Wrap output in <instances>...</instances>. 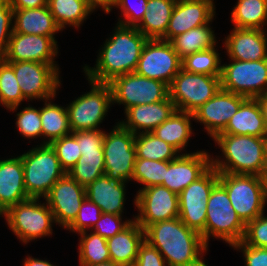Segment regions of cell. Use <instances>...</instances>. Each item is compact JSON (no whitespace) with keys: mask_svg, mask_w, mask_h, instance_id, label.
<instances>
[{"mask_svg":"<svg viewBox=\"0 0 267 266\" xmlns=\"http://www.w3.org/2000/svg\"><path fill=\"white\" fill-rule=\"evenodd\" d=\"M126 183L128 182H119L103 175L85 188L86 198L95 203L102 213L122 216Z\"/></svg>","mask_w":267,"mask_h":266,"instance_id":"25","label":"cell"},{"mask_svg":"<svg viewBox=\"0 0 267 266\" xmlns=\"http://www.w3.org/2000/svg\"><path fill=\"white\" fill-rule=\"evenodd\" d=\"M23 264V266H55L47 260L37 259L32 256H27Z\"/></svg>","mask_w":267,"mask_h":266,"instance_id":"53","label":"cell"},{"mask_svg":"<svg viewBox=\"0 0 267 266\" xmlns=\"http://www.w3.org/2000/svg\"><path fill=\"white\" fill-rule=\"evenodd\" d=\"M15 73L23 97L49 100L56 97L61 85L60 72L51 64L35 61L7 62Z\"/></svg>","mask_w":267,"mask_h":266,"instance_id":"13","label":"cell"},{"mask_svg":"<svg viewBox=\"0 0 267 266\" xmlns=\"http://www.w3.org/2000/svg\"><path fill=\"white\" fill-rule=\"evenodd\" d=\"M135 149L136 158L148 160L172 161L180 155L175 147L159 139L152 132L136 134Z\"/></svg>","mask_w":267,"mask_h":266,"instance_id":"35","label":"cell"},{"mask_svg":"<svg viewBox=\"0 0 267 266\" xmlns=\"http://www.w3.org/2000/svg\"><path fill=\"white\" fill-rule=\"evenodd\" d=\"M266 172H267V153H266Z\"/></svg>","mask_w":267,"mask_h":266,"instance_id":"59","label":"cell"},{"mask_svg":"<svg viewBox=\"0 0 267 266\" xmlns=\"http://www.w3.org/2000/svg\"><path fill=\"white\" fill-rule=\"evenodd\" d=\"M215 47L195 52L183 58L182 69L190 73L220 76L222 67L221 58Z\"/></svg>","mask_w":267,"mask_h":266,"instance_id":"38","label":"cell"},{"mask_svg":"<svg viewBox=\"0 0 267 266\" xmlns=\"http://www.w3.org/2000/svg\"><path fill=\"white\" fill-rule=\"evenodd\" d=\"M13 32L52 37L62 31L56 24L48 5L40 8L13 9Z\"/></svg>","mask_w":267,"mask_h":266,"instance_id":"26","label":"cell"},{"mask_svg":"<svg viewBox=\"0 0 267 266\" xmlns=\"http://www.w3.org/2000/svg\"><path fill=\"white\" fill-rule=\"evenodd\" d=\"M263 180H264V187H265V198H266V203H267V172L263 175Z\"/></svg>","mask_w":267,"mask_h":266,"instance_id":"57","label":"cell"},{"mask_svg":"<svg viewBox=\"0 0 267 266\" xmlns=\"http://www.w3.org/2000/svg\"><path fill=\"white\" fill-rule=\"evenodd\" d=\"M218 182L219 172L211 166L178 195L180 220L200 234L205 230L210 193Z\"/></svg>","mask_w":267,"mask_h":266,"instance_id":"14","label":"cell"},{"mask_svg":"<svg viewBox=\"0 0 267 266\" xmlns=\"http://www.w3.org/2000/svg\"><path fill=\"white\" fill-rule=\"evenodd\" d=\"M1 216L23 244L37 238L52 236V224L56 223L47 203H41L40 199L35 198L9 207Z\"/></svg>","mask_w":267,"mask_h":266,"instance_id":"7","label":"cell"},{"mask_svg":"<svg viewBox=\"0 0 267 266\" xmlns=\"http://www.w3.org/2000/svg\"><path fill=\"white\" fill-rule=\"evenodd\" d=\"M108 84L112 90L113 104H123L124 111L136 105L163 101L169 96L167 84L136 72L115 77Z\"/></svg>","mask_w":267,"mask_h":266,"instance_id":"12","label":"cell"},{"mask_svg":"<svg viewBox=\"0 0 267 266\" xmlns=\"http://www.w3.org/2000/svg\"><path fill=\"white\" fill-rule=\"evenodd\" d=\"M79 265L90 266L110 261L107 239L90 231L79 233Z\"/></svg>","mask_w":267,"mask_h":266,"instance_id":"37","label":"cell"},{"mask_svg":"<svg viewBox=\"0 0 267 266\" xmlns=\"http://www.w3.org/2000/svg\"><path fill=\"white\" fill-rule=\"evenodd\" d=\"M219 183L226 189L232 207L245 225L265 212L263 177L219 173Z\"/></svg>","mask_w":267,"mask_h":266,"instance_id":"6","label":"cell"},{"mask_svg":"<svg viewBox=\"0 0 267 266\" xmlns=\"http://www.w3.org/2000/svg\"><path fill=\"white\" fill-rule=\"evenodd\" d=\"M144 233L145 241L161 253L167 266L196 263L209 247L201 234L188 228L179 217L154 223Z\"/></svg>","mask_w":267,"mask_h":266,"instance_id":"2","label":"cell"},{"mask_svg":"<svg viewBox=\"0 0 267 266\" xmlns=\"http://www.w3.org/2000/svg\"><path fill=\"white\" fill-rule=\"evenodd\" d=\"M50 145L55 150L60 165L66 173L77 163L82 155L78 141L72 133L52 141Z\"/></svg>","mask_w":267,"mask_h":266,"instance_id":"41","label":"cell"},{"mask_svg":"<svg viewBox=\"0 0 267 266\" xmlns=\"http://www.w3.org/2000/svg\"><path fill=\"white\" fill-rule=\"evenodd\" d=\"M212 140L222 151V159L211 157L219 173L257 175L266 172L267 137L217 134ZM225 159V160H224Z\"/></svg>","mask_w":267,"mask_h":266,"instance_id":"3","label":"cell"},{"mask_svg":"<svg viewBox=\"0 0 267 266\" xmlns=\"http://www.w3.org/2000/svg\"><path fill=\"white\" fill-rule=\"evenodd\" d=\"M219 134L267 137L258 100L247 98Z\"/></svg>","mask_w":267,"mask_h":266,"instance_id":"28","label":"cell"},{"mask_svg":"<svg viewBox=\"0 0 267 266\" xmlns=\"http://www.w3.org/2000/svg\"><path fill=\"white\" fill-rule=\"evenodd\" d=\"M85 198V187L66 173L53 185L44 199L56 224L66 229L75 220Z\"/></svg>","mask_w":267,"mask_h":266,"instance_id":"17","label":"cell"},{"mask_svg":"<svg viewBox=\"0 0 267 266\" xmlns=\"http://www.w3.org/2000/svg\"><path fill=\"white\" fill-rule=\"evenodd\" d=\"M54 98L45 100L40 108L42 136L47 138L41 144H50L52 141L72 133L67 107L52 102Z\"/></svg>","mask_w":267,"mask_h":266,"instance_id":"31","label":"cell"},{"mask_svg":"<svg viewBox=\"0 0 267 266\" xmlns=\"http://www.w3.org/2000/svg\"><path fill=\"white\" fill-rule=\"evenodd\" d=\"M193 113L176 110L172 116L157 126L152 133L181 152L187 147L192 136Z\"/></svg>","mask_w":267,"mask_h":266,"instance_id":"30","label":"cell"},{"mask_svg":"<svg viewBox=\"0 0 267 266\" xmlns=\"http://www.w3.org/2000/svg\"><path fill=\"white\" fill-rule=\"evenodd\" d=\"M222 64L221 88L250 99L267 95V59Z\"/></svg>","mask_w":267,"mask_h":266,"instance_id":"9","label":"cell"},{"mask_svg":"<svg viewBox=\"0 0 267 266\" xmlns=\"http://www.w3.org/2000/svg\"><path fill=\"white\" fill-rule=\"evenodd\" d=\"M231 247L237 251L241 250L245 266H267V247H253L243 241L235 243Z\"/></svg>","mask_w":267,"mask_h":266,"instance_id":"49","label":"cell"},{"mask_svg":"<svg viewBox=\"0 0 267 266\" xmlns=\"http://www.w3.org/2000/svg\"><path fill=\"white\" fill-rule=\"evenodd\" d=\"M13 32V8L8 0H0V60H4Z\"/></svg>","mask_w":267,"mask_h":266,"instance_id":"47","label":"cell"},{"mask_svg":"<svg viewBox=\"0 0 267 266\" xmlns=\"http://www.w3.org/2000/svg\"><path fill=\"white\" fill-rule=\"evenodd\" d=\"M20 157L29 198H45L53 185L66 174L50 144L37 145Z\"/></svg>","mask_w":267,"mask_h":266,"instance_id":"5","label":"cell"},{"mask_svg":"<svg viewBox=\"0 0 267 266\" xmlns=\"http://www.w3.org/2000/svg\"><path fill=\"white\" fill-rule=\"evenodd\" d=\"M216 36L210 23L201 25L179 34L169 42L181 59L195 52L210 49L217 46ZM217 43V44H216Z\"/></svg>","mask_w":267,"mask_h":266,"instance_id":"32","label":"cell"},{"mask_svg":"<svg viewBox=\"0 0 267 266\" xmlns=\"http://www.w3.org/2000/svg\"><path fill=\"white\" fill-rule=\"evenodd\" d=\"M242 241L253 247H267V216L264 213L245 225Z\"/></svg>","mask_w":267,"mask_h":266,"instance_id":"46","label":"cell"},{"mask_svg":"<svg viewBox=\"0 0 267 266\" xmlns=\"http://www.w3.org/2000/svg\"><path fill=\"white\" fill-rule=\"evenodd\" d=\"M16 127L19 133L27 138L34 139L42 137V125L40 117V109L32 106L23 108L20 112L16 113Z\"/></svg>","mask_w":267,"mask_h":266,"instance_id":"42","label":"cell"},{"mask_svg":"<svg viewBox=\"0 0 267 266\" xmlns=\"http://www.w3.org/2000/svg\"><path fill=\"white\" fill-rule=\"evenodd\" d=\"M105 175L119 182H129L136 161L135 134L118 122L103 142Z\"/></svg>","mask_w":267,"mask_h":266,"instance_id":"11","label":"cell"},{"mask_svg":"<svg viewBox=\"0 0 267 266\" xmlns=\"http://www.w3.org/2000/svg\"><path fill=\"white\" fill-rule=\"evenodd\" d=\"M123 216L115 214L102 213L100 219L96 222L91 231L103 238H110L124 230L135 219L122 220Z\"/></svg>","mask_w":267,"mask_h":266,"instance_id":"45","label":"cell"},{"mask_svg":"<svg viewBox=\"0 0 267 266\" xmlns=\"http://www.w3.org/2000/svg\"><path fill=\"white\" fill-rule=\"evenodd\" d=\"M223 44L230 59L240 61L267 59V30L233 27Z\"/></svg>","mask_w":267,"mask_h":266,"instance_id":"22","label":"cell"},{"mask_svg":"<svg viewBox=\"0 0 267 266\" xmlns=\"http://www.w3.org/2000/svg\"><path fill=\"white\" fill-rule=\"evenodd\" d=\"M25 100L13 68L5 60H0V105L14 113Z\"/></svg>","mask_w":267,"mask_h":266,"instance_id":"39","label":"cell"},{"mask_svg":"<svg viewBox=\"0 0 267 266\" xmlns=\"http://www.w3.org/2000/svg\"><path fill=\"white\" fill-rule=\"evenodd\" d=\"M58 49L57 42L52 37L12 32L4 60L47 63L60 72L55 61Z\"/></svg>","mask_w":267,"mask_h":266,"instance_id":"18","label":"cell"},{"mask_svg":"<svg viewBox=\"0 0 267 266\" xmlns=\"http://www.w3.org/2000/svg\"><path fill=\"white\" fill-rule=\"evenodd\" d=\"M134 206L139 211L134 219L143 230L154 223L179 217L178 195L162 185L139 189Z\"/></svg>","mask_w":267,"mask_h":266,"instance_id":"16","label":"cell"},{"mask_svg":"<svg viewBox=\"0 0 267 266\" xmlns=\"http://www.w3.org/2000/svg\"><path fill=\"white\" fill-rule=\"evenodd\" d=\"M168 161L136 158L132 180L143 185L140 189L161 185L164 182Z\"/></svg>","mask_w":267,"mask_h":266,"instance_id":"40","label":"cell"},{"mask_svg":"<svg viewBox=\"0 0 267 266\" xmlns=\"http://www.w3.org/2000/svg\"><path fill=\"white\" fill-rule=\"evenodd\" d=\"M244 234L245 224L232 207L226 189L218 182L208 199L205 230L201 237L207 246L211 237L232 246L241 242Z\"/></svg>","mask_w":267,"mask_h":266,"instance_id":"4","label":"cell"},{"mask_svg":"<svg viewBox=\"0 0 267 266\" xmlns=\"http://www.w3.org/2000/svg\"><path fill=\"white\" fill-rule=\"evenodd\" d=\"M145 240L143 228L134 220L124 230L107 239L111 261L134 266L139 247Z\"/></svg>","mask_w":267,"mask_h":266,"instance_id":"27","label":"cell"},{"mask_svg":"<svg viewBox=\"0 0 267 266\" xmlns=\"http://www.w3.org/2000/svg\"><path fill=\"white\" fill-rule=\"evenodd\" d=\"M148 38L136 27L116 24L97 55L94 67L84 66L87 80L108 84L115 77L135 72Z\"/></svg>","mask_w":267,"mask_h":266,"instance_id":"1","label":"cell"},{"mask_svg":"<svg viewBox=\"0 0 267 266\" xmlns=\"http://www.w3.org/2000/svg\"><path fill=\"white\" fill-rule=\"evenodd\" d=\"M169 87V97L176 110L193 113L221 88L220 76L190 73L181 69Z\"/></svg>","mask_w":267,"mask_h":266,"instance_id":"10","label":"cell"},{"mask_svg":"<svg viewBox=\"0 0 267 266\" xmlns=\"http://www.w3.org/2000/svg\"><path fill=\"white\" fill-rule=\"evenodd\" d=\"M176 111L174 102L168 96L165 100L151 104H141L125 110L126 119L118 121L132 133L152 132L157 126L168 120Z\"/></svg>","mask_w":267,"mask_h":266,"instance_id":"23","label":"cell"},{"mask_svg":"<svg viewBox=\"0 0 267 266\" xmlns=\"http://www.w3.org/2000/svg\"><path fill=\"white\" fill-rule=\"evenodd\" d=\"M13 9L40 8L48 5V0H8Z\"/></svg>","mask_w":267,"mask_h":266,"instance_id":"51","label":"cell"},{"mask_svg":"<svg viewBox=\"0 0 267 266\" xmlns=\"http://www.w3.org/2000/svg\"><path fill=\"white\" fill-rule=\"evenodd\" d=\"M77 163L67 172L85 188L99 177L105 175L103 151L81 152Z\"/></svg>","mask_w":267,"mask_h":266,"instance_id":"36","label":"cell"},{"mask_svg":"<svg viewBox=\"0 0 267 266\" xmlns=\"http://www.w3.org/2000/svg\"><path fill=\"white\" fill-rule=\"evenodd\" d=\"M182 69V59L169 41L148 39L138 61L136 73L168 86Z\"/></svg>","mask_w":267,"mask_h":266,"instance_id":"15","label":"cell"},{"mask_svg":"<svg viewBox=\"0 0 267 266\" xmlns=\"http://www.w3.org/2000/svg\"><path fill=\"white\" fill-rule=\"evenodd\" d=\"M215 6L205 0H177L166 30V41L201 25L215 17Z\"/></svg>","mask_w":267,"mask_h":266,"instance_id":"21","label":"cell"},{"mask_svg":"<svg viewBox=\"0 0 267 266\" xmlns=\"http://www.w3.org/2000/svg\"><path fill=\"white\" fill-rule=\"evenodd\" d=\"M211 167V155L197 151L182 153L176 159L168 161L162 186L179 195L189 184L196 181Z\"/></svg>","mask_w":267,"mask_h":266,"instance_id":"20","label":"cell"},{"mask_svg":"<svg viewBox=\"0 0 267 266\" xmlns=\"http://www.w3.org/2000/svg\"><path fill=\"white\" fill-rule=\"evenodd\" d=\"M189 266H208V264L205 263L203 256L193 264H190Z\"/></svg>","mask_w":267,"mask_h":266,"instance_id":"56","label":"cell"},{"mask_svg":"<svg viewBox=\"0 0 267 266\" xmlns=\"http://www.w3.org/2000/svg\"><path fill=\"white\" fill-rule=\"evenodd\" d=\"M81 152L103 151L105 132L101 129L72 132Z\"/></svg>","mask_w":267,"mask_h":266,"instance_id":"48","label":"cell"},{"mask_svg":"<svg viewBox=\"0 0 267 266\" xmlns=\"http://www.w3.org/2000/svg\"><path fill=\"white\" fill-rule=\"evenodd\" d=\"M89 92L75 98L67 107L72 132L98 130L111 105L112 90L109 84L88 80Z\"/></svg>","mask_w":267,"mask_h":266,"instance_id":"8","label":"cell"},{"mask_svg":"<svg viewBox=\"0 0 267 266\" xmlns=\"http://www.w3.org/2000/svg\"><path fill=\"white\" fill-rule=\"evenodd\" d=\"M90 266H122L120 264H117L113 261H107V262H104V263H99V264H96V265H90Z\"/></svg>","mask_w":267,"mask_h":266,"instance_id":"55","label":"cell"},{"mask_svg":"<svg viewBox=\"0 0 267 266\" xmlns=\"http://www.w3.org/2000/svg\"><path fill=\"white\" fill-rule=\"evenodd\" d=\"M231 21L234 28L267 30V0H238Z\"/></svg>","mask_w":267,"mask_h":266,"instance_id":"34","label":"cell"},{"mask_svg":"<svg viewBox=\"0 0 267 266\" xmlns=\"http://www.w3.org/2000/svg\"><path fill=\"white\" fill-rule=\"evenodd\" d=\"M259 102V106L264 119V126L267 132V95L256 98Z\"/></svg>","mask_w":267,"mask_h":266,"instance_id":"54","label":"cell"},{"mask_svg":"<svg viewBox=\"0 0 267 266\" xmlns=\"http://www.w3.org/2000/svg\"><path fill=\"white\" fill-rule=\"evenodd\" d=\"M177 0H148L147 11L136 27L148 39L166 41V30Z\"/></svg>","mask_w":267,"mask_h":266,"instance_id":"29","label":"cell"},{"mask_svg":"<svg viewBox=\"0 0 267 266\" xmlns=\"http://www.w3.org/2000/svg\"><path fill=\"white\" fill-rule=\"evenodd\" d=\"M117 0H87L88 4L96 10L97 8L103 9L106 14H109Z\"/></svg>","mask_w":267,"mask_h":266,"instance_id":"52","label":"cell"},{"mask_svg":"<svg viewBox=\"0 0 267 266\" xmlns=\"http://www.w3.org/2000/svg\"><path fill=\"white\" fill-rule=\"evenodd\" d=\"M137 2L131 0H117L116 4L113 6L121 10V16L125 19L122 20L121 17L118 19V24L124 26L137 27L142 19L144 14L147 11V2L148 0H136ZM133 2V3H132Z\"/></svg>","mask_w":267,"mask_h":266,"instance_id":"44","label":"cell"},{"mask_svg":"<svg viewBox=\"0 0 267 266\" xmlns=\"http://www.w3.org/2000/svg\"><path fill=\"white\" fill-rule=\"evenodd\" d=\"M48 7L62 31L66 25L79 29L95 11L87 0H48Z\"/></svg>","mask_w":267,"mask_h":266,"instance_id":"33","label":"cell"},{"mask_svg":"<svg viewBox=\"0 0 267 266\" xmlns=\"http://www.w3.org/2000/svg\"><path fill=\"white\" fill-rule=\"evenodd\" d=\"M101 214V209L88 198H85L75 220L66 228V230L74 233L76 232V234L90 231L100 219Z\"/></svg>","mask_w":267,"mask_h":266,"instance_id":"43","label":"cell"},{"mask_svg":"<svg viewBox=\"0 0 267 266\" xmlns=\"http://www.w3.org/2000/svg\"><path fill=\"white\" fill-rule=\"evenodd\" d=\"M205 1H208V2L212 3L215 6L214 0H205Z\"/></svg>","mask_w":267,"mask_h":266,"instance_id":"58","label":"cell"},{"mask_svg":"<svg viewBox=\"0 0 267 266\" xmlns=\"http://www.w3.org/2000/svg\"><path fill=\"white\" fill-rule=\"evenodd\" d=\"M134 266H167L161 253L147 241L139 247Z\"/></svg>","mask_w":267,"mask_h":266,"instance_id":"50","label":"cell"},{"mask_svg":"<svg viewBox=\"0 0 267 266\" xmlns=\"http://www.w3.org/2000/svg\"><path fill=\"white\" fill-rule=\"evenodd\" d=\"M28 199L21 157L0 160V215L9 207Z\"/></svg>","mask_w":267,"mask_h":266,"instance_id":"24","label":"cell"},{"mask_svg":"<svg viewBox=\"0 0 267 266\" xmlns=\"http://www.w3.org/2000/svg\"><path fill=\"white\" fill-rule=\"evenodd\" d=\"M247 98L222 88L206 103L193 112L194 120L204 124V129L214 138L227 126Z\"/></svg>","mask_w":267,"mask_h":266,"instance_id":"19","label":"cell"}]
</instances>
